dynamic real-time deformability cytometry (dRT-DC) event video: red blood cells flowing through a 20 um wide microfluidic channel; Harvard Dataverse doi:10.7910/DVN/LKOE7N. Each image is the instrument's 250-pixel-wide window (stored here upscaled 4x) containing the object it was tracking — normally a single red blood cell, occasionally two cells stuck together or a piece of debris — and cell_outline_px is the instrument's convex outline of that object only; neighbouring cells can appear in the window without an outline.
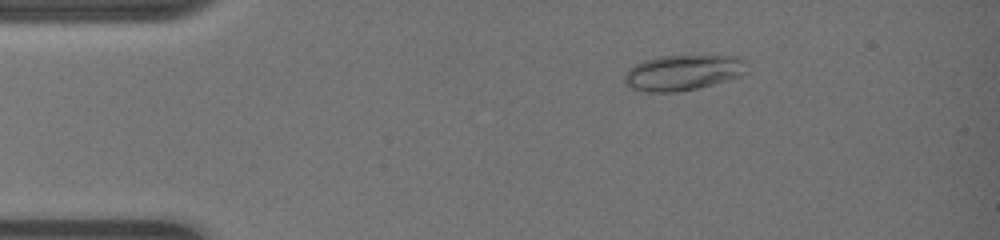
{"species": "common noctule bat (a hibernating species)", "species_latin": "Nyctalus noctula", "temperature_condition": "warm", "stored_images_in_passage": 46, "camera_frame_rate_fps": 3000, "um_per_image_px": 0.085, "animal": {"sex": "female", "body_mass_g": 19.0, "forearm_length_mm": 51.5}, "frame": {"image": 1, "passage_image": 2, "time_ms": 0.333, "image_size_px": [1000, 240], "cell_outline_px": [[748, 72], [740, 76], [728, 80], [696, 88], [676, 92], [644, 92], [632, 88], [624, 84], [624, 76], [628, 68], [644, 60], [656, 56], [740, 56], [744, 60]], "centroid_in_image_um": [58.03, 6.17], "position_along_channel_um": 27.0, "area_um2": 25.43}}
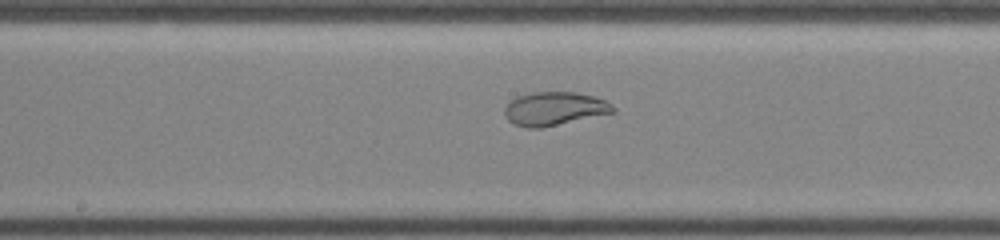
{"frame": {"image": 2, "passage_image": 22, "time_ms": 7.0, "image_size_px": [1000, 240], "cell_outline_px": [[616, 112], [540, 128], [524, 128], [512, 124], [504, 116], [504, 108], [516, 96], [532, 92], [576, 92], [592, 96], [604, 100], [612, 104], [616, 108]], "centroid_in_image_um": [47.1, 9.24], "position_along_channel_um": 201.1, "area_um2": 21.27}}
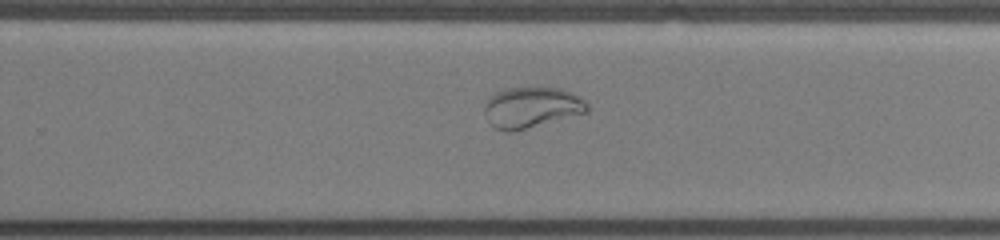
{"frame": {"image": 3, "passage_image": 29, "time_ms": 9.333, "image_size_px": [1000, 240], "cell_outline_px": [[588, 112], [516, 132], [504, 132], [496, 128], [488, 120], [484, 112], [484, 100], [492, 92], [504, 88], [532, 84], [536, 84], [560, 88], [572, 92], [588, 100]], "centroid_in_image_um": [45.17, 9.07], "position_along_channel_um": 284.6, "area_um2": 25.95}}